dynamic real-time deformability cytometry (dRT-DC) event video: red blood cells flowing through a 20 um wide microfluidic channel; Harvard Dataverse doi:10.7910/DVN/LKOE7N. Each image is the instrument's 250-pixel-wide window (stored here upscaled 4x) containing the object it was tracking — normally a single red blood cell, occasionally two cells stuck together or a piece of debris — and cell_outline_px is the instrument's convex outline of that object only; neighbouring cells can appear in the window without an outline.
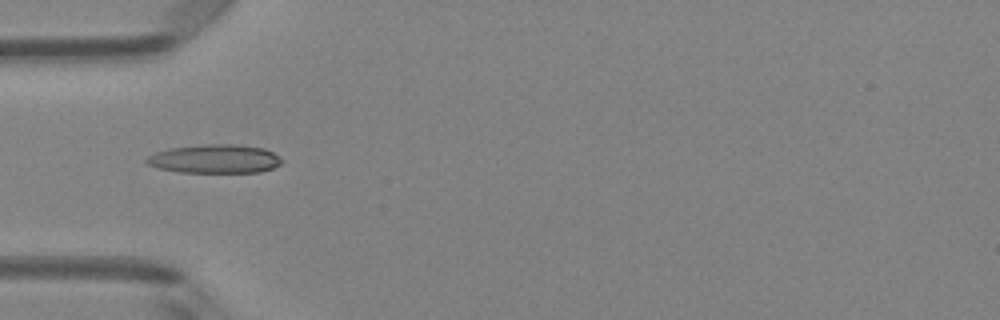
{"species": "Egyptian fruit bat (a non-hibernating species)", "species_latin": "Rousettus aegyptiacus", "temperature_condition": "room temperature", "stored_images_in_passage": 5, "camera_frame_rate_fps": 3000, "um_per_image_px": 0.085, "animal": {"sex": "female"}, "frame": {"image": 1, "passage_image": 4, "time_ms": 1.0, "image_size_px": [1000, 320], "cell_outline_px": [[284, 160], [280, 164], [272, 168], [260, 172], [180, 172], [160, 168], [144, 164], [144, 160], [148, 156], [156, 152], [172, 148], [208, 144], [236, 144], [264, 148], [280, 156]], "centroid_in_image_um": [18.27, 13.5], "position_along_channel_um": 66.7, "area_um2": 22.6}}
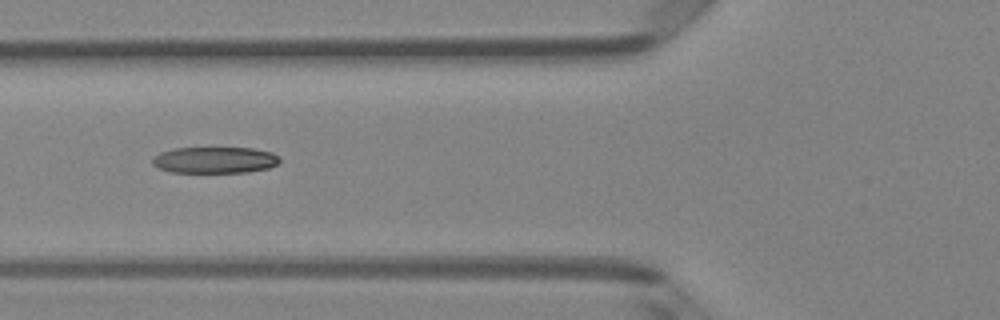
{"frame": {"image": 2, "passage_image": 5, "time_ms": 1.333, "image_size_px": [1000, 320], "cell_outline_px": [[280, 164], [268, 168], [248, 172], [172, 172], [160, 168], [152, 164], [152, 156], [160, 152], [176, 148], [252, 148], [272, 152], [280, 156]], "centroid_in_image_um": [18.29, 13.6], "position_along_channel_um": 107.5, "area_um2": 19.65}}